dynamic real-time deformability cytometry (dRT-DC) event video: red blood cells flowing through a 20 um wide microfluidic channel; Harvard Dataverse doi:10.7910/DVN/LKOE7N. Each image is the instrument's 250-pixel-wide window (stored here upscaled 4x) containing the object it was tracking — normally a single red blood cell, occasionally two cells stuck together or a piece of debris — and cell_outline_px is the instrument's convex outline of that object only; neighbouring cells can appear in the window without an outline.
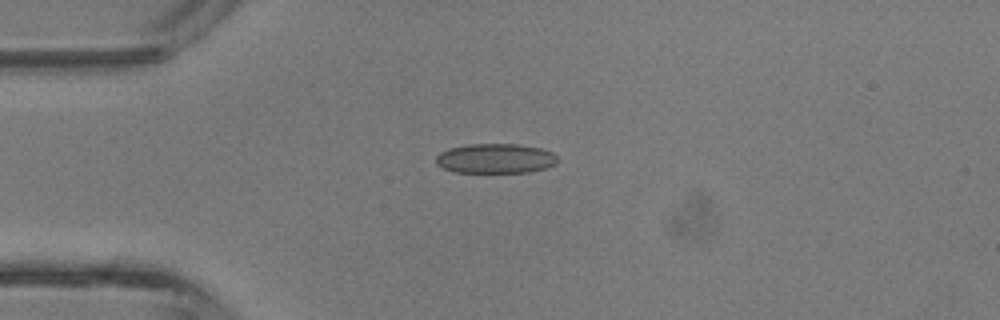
{"species": "common noctule bat (a hibernating species)", "species_latin": "Nyctalus noctula", "temperature_condition": "room temperature", "stored_images_in_passage": 4, "camera_frame_rate_fps": 3000, "um_per_image_px": 0.085, "animal": {"sex": "male", "body_mass_g": 13.3}, "frame": {"image": 1, "passage_image": 4, "time_ms": 1.0, "image_size_px": [1000, 320], "cell_outline_px": [[556, 164], [544, 168], [528, 172], [452, 172], [436, 164], [436, 156], [440, 152], [448, 148], [468, 144], [516, 144], [540, 148], [552, 152], [556, 156]], "centroid_in_image_um": [42.07, 13.47], "position_along_channel_um": 42.9, "area_um2": 20.98}}